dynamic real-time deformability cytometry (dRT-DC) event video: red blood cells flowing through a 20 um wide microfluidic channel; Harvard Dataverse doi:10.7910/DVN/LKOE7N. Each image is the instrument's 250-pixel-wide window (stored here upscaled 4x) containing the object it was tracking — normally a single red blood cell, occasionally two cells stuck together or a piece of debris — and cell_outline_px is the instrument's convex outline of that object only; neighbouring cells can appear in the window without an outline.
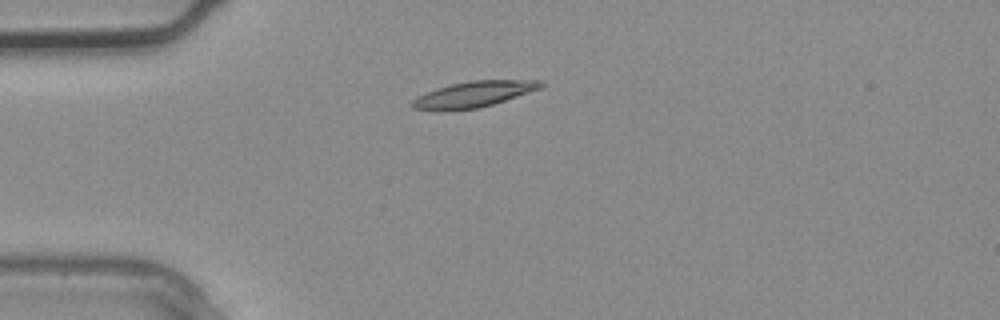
{"species": "common noctule bat (a hibernating species)", "species_latin": "Nyctalus noctula", "temperature_condition": "warm", "stored_images_in_passage": 2, "camera_frame_rate_fps": 3000, "um_per_image_px": 0.085, "animal": {"sex": "male", "body_mass_g": 20.4}, "frame": {"image": 1, "passage_image": 2, "time_ms": 0.333, "image_size_px": [1000, 320], "cell_outline_px": [[544, 84], [540, 88], [480, 108], [444, 112], [412, 108], [412, 100], [416, 96], [436, 88], [452, 84], [472, 80], [544, 80]], "centroid_in_image_um": [40.19, 8.03], "position_along_channel_um": 44.8, "area_um2": 19.48}}